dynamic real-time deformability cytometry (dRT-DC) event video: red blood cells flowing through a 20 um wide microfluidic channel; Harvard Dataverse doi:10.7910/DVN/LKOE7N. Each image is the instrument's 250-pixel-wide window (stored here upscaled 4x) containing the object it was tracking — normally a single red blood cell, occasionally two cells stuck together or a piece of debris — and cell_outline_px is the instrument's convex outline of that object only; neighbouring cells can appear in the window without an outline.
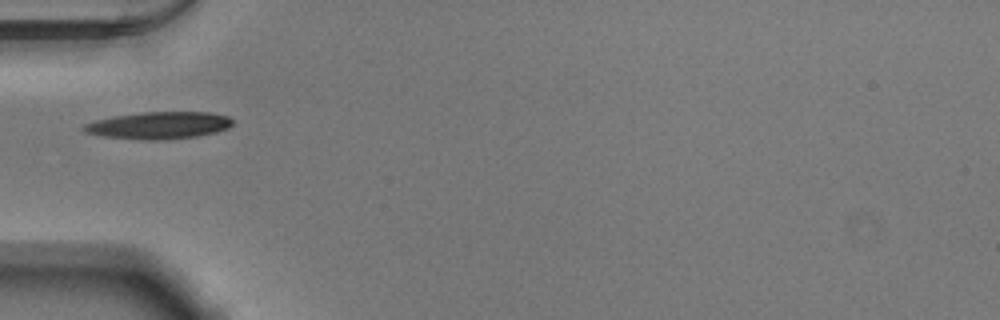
{"species": "Egyptian fruit bat (a non-hibernating species)", "species_latin": "Rousettus aegyptiacus", "temperature_condition": "warm", "stored_images_in_passage": 20, "camera_frame_rate_fps": 3000, "um_per_image_px": 0.085, "animal": {"sex": "male"}, "frame": {"image": 1, "passage_image": 1, "time_ms": 0.0, "image_size_px": [1000, 320], "cell_outline_px": [[232, 124], [228, 128], [216, 132], [196, 136], [168, 140], [140, 140], [100, 136], [84, 132], [80, 128], [84, 124], [96, 120], [116, 116], [140, 112], [208, 112], [228, 116], [232, 120]], "centroid_in_image_um": [13.47, 10.66], "position_along_channel_um": 71.5, "area_um2": 23.7}}
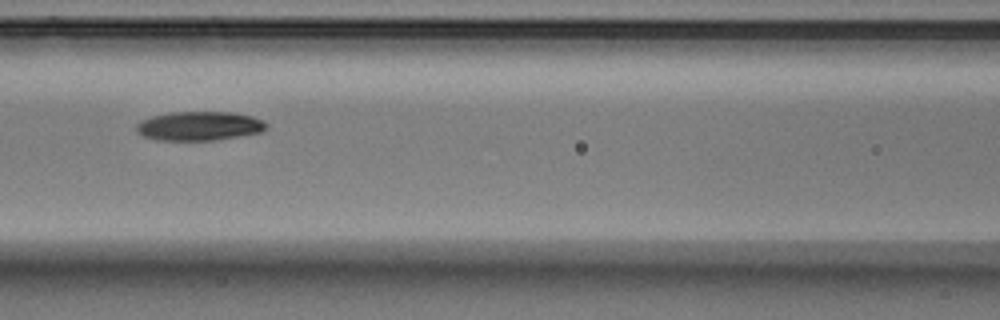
{"frame": {"image": 2, "passage_image": 7, "time_ms": 2.0, "image_size_px": [1000, 320], "cell_outline_px": [[268, 128], [264, 132], [240, 136], [212, 140], [156, 140], [144, 136], [136, 132], [136, 124], [140, 120], [152, 116], [172, 112], [232, 112], [252, 116], [264, 120], [268, 124]], "centroid_in_image_um": [16.97, 10.71], "position_along_channel_um": 149.6, "area_um2": 22.25}}
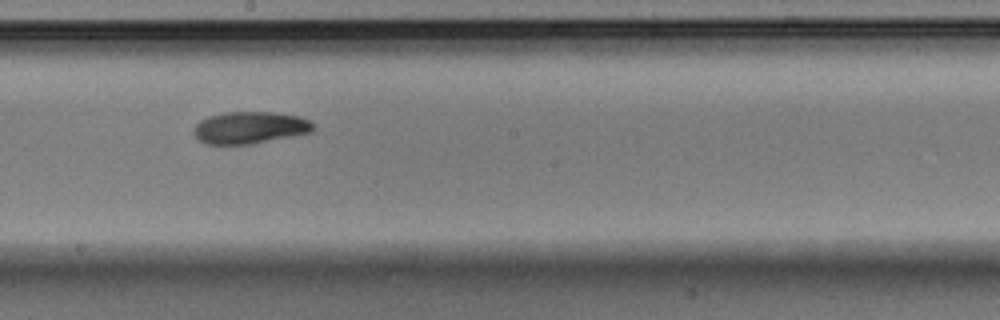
{"frame": {"image": 3, "passage_image": 13, "time_ms": 4.0, "image_size_px": [1000, 320], "cell_outline_px": [[312, 132], [248, 144], [208, 144], [200, 140], [196, 136], [196, 124], [200, 120], [208, 116], [224, 112], [276, 112], [300, 116], [308, 120], [312, 124]], "centroid_in_image_um": [21.24, 10.83], "position_along_channel_um": 227.0, "area_um2": 21.91}}